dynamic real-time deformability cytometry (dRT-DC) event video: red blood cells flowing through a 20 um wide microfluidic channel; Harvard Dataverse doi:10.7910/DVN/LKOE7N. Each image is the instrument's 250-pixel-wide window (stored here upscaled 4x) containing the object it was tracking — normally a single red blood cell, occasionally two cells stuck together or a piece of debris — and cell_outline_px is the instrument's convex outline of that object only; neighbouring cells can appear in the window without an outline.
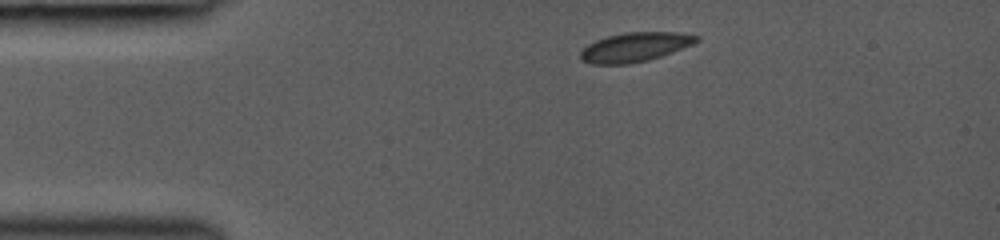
{"species": "common noctule bat (a hibernating species)", "species_latin": "Nyctalus noctula", "temperature_condition": "room temperature", "stored_images_in_passage": 3, "camera_frame_rate_fps": 3000, "um_per_image_px": 0.085, "animal": {"sex": "female", "body_mass_g": 19.0, "forearm_length_mm": 53.3}, "frame": {"image": 1, "passage_image": 1, "time_ms": 0.0, "image_size_px": [1000, 240], "cell_outline_px": [[700, 40], [692, 44], [672, 52], [648, 60], [628, 64], [592, 64], [580, 60], [580, 52], [588, 44], [596, 40], [608, 36], [628, 32], [680, 32], [700, 36]], "centroid_in_image_um": [53.97, 4.0], "position_along_channel_um": 31.0, "area_um2": 19.71}}